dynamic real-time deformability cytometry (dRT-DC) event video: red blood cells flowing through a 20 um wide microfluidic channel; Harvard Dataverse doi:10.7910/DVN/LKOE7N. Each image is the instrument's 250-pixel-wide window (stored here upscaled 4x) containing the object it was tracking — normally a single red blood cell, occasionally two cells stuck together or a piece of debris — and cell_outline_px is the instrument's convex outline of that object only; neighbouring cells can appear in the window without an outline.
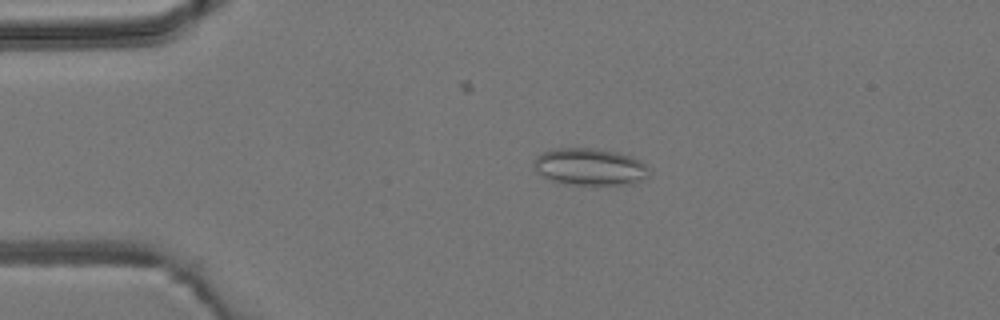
{"species": "common noctule bat (a hibernating species)", "species_latin": "Nyctalus noctula", "temperature_condition": "room temperature", "stored_images_in_passage": 4, "camera_frame_rate_fps": 3000, "um_per_image_px": 0.085, "animal": {"sex": "male", "body_mass_g": 19.2, "forearm_length_mm": 51.8}, "frame": {"image": 1, "passage_image": 3, "time_ms": 2.333, "image_size_px": [1000, 320], "cell_outline_px": [[648, 176], [644, 180], [632, 184], [564, 184], [552, 180], [536, 172], [532, 160], [536, 156], [552, 148], [592, 148], [616, 152], [632, 156], [640, 160], [648, 168]], "centroid_in_image_um": [50.12, 14.17], "position_along_channel_um": 34.9, "area_um2": 24.91}}